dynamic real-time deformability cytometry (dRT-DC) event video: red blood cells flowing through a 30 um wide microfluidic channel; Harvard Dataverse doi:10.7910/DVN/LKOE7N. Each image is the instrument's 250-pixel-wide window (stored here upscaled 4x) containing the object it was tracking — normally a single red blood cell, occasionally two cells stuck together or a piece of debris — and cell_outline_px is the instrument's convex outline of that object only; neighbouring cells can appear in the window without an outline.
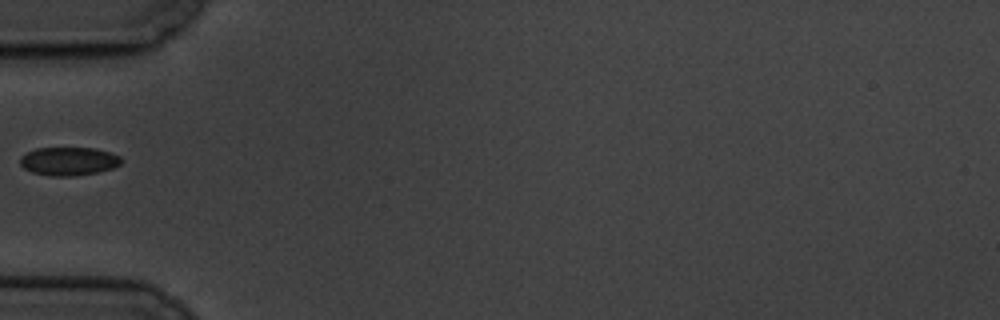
{"species": "common noctule bat (a hibernating species)", "species_latin": "Nyctalus noctula", "temperature_condition": "cold", "stored_images_in_passage": 12, "segment_of_instrument_passage": [2, 2], "camera_frame_rate_fps": 3000, "um_per_image_px": 0.085, "animal": {"sex": "male", "body_mass_g": 19.5, "forearm_length_mm": 54.6}, "frame": {"image": 1, "passage_image": 6, "time_ms": 6.667, "image_size_px": [1000, 320], "cell_outline_px": [[124, 160], [120, 164], [112, 168], [100, 172], [72, 176], [52, 176], [32, 172], [24, 168], [20, 164], [20, 156], [36, 148], [96, 148], [120, 156]], "centroid_in_image_um": [5.85, 13.7], "position_along_channel_um": 79.1, "area_um2": 16.76}}
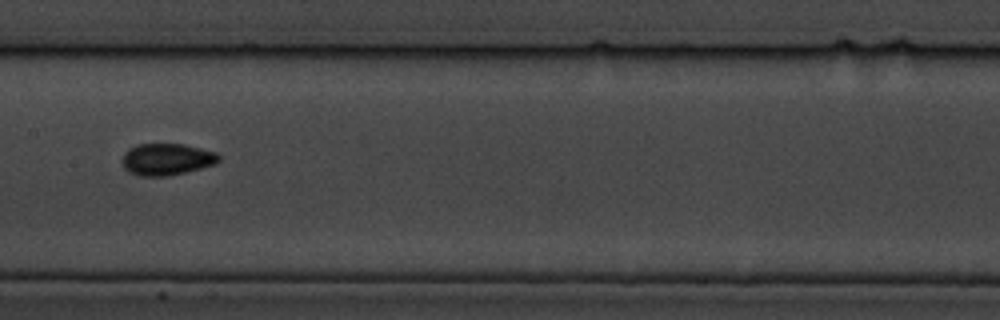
{"frame": {"image": 2, "passage_image": 9, "time_ms": 10.0, "image_size_px": [1000, 320], "cell_outline_px": [[220, 160], [216, 164], [168, 176], [140, 176], [128, 172], [124, 168], [120, 160], [124, 152], [128, 148], [136, 144], [184, 144], [216, 152], [220, 156]], "centroid_in_image_um": [14.13, 13.53], "position_along_channel_um": 193.3, "area_um2": 18.09}}
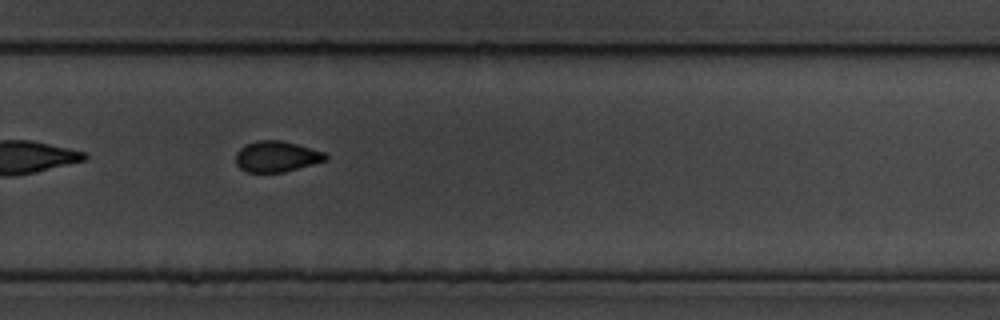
{"frame": {"image": 3, "passage_image": 12, "time_ms": 13.333, "image_size_px": [1000, 320], "cell_outline_px": [[328, 160], [284, 172], [244, 172], [236, 164], [236, 152], [244, 144], [256, 140], [280, 140], [296, 144], [324, 152], [328, 156]], "centroid_in_image_um": [23.48, 13.3], "position_along_channel_um": 306.3, "area_um2": 16.24}}